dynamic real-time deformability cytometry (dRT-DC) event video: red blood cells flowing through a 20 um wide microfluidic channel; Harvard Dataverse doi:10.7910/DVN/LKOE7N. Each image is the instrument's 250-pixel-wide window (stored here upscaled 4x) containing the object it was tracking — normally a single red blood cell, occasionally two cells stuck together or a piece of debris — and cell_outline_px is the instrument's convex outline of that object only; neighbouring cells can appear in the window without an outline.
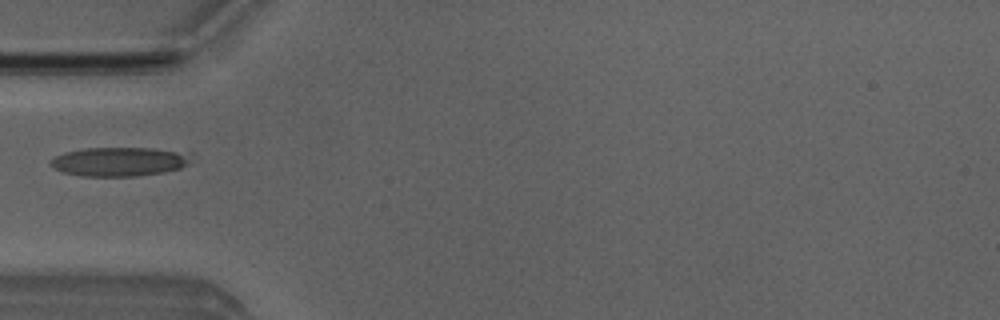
{"species": "Egyptian fruit bat (a non-hibernating species)", "species_latin": "Rousettus aegyptiacus", "temperature_condition": "room temperature", "stored_images_in_passage": 5, "camera_frame_rate_fps": 3000, "um_per_image_px": 0.085, "animal": {"sex": "male"}, "frame": {"image": 1, "passage_image": 4, "time_ms": 3.667, "image_size_px": [1000, 320], "cell_outline_px": [[196, 152], [180, 168], [164, 172], [140, 176], [80, 176], [60, 172], [48, 164], [56, 156], [64, 152], [84, 148], [152, 148]], "centroid_in_image_um": [10.16, 13.73], "position_along_channel_um": 74.8, "area_um2": 24.1}}